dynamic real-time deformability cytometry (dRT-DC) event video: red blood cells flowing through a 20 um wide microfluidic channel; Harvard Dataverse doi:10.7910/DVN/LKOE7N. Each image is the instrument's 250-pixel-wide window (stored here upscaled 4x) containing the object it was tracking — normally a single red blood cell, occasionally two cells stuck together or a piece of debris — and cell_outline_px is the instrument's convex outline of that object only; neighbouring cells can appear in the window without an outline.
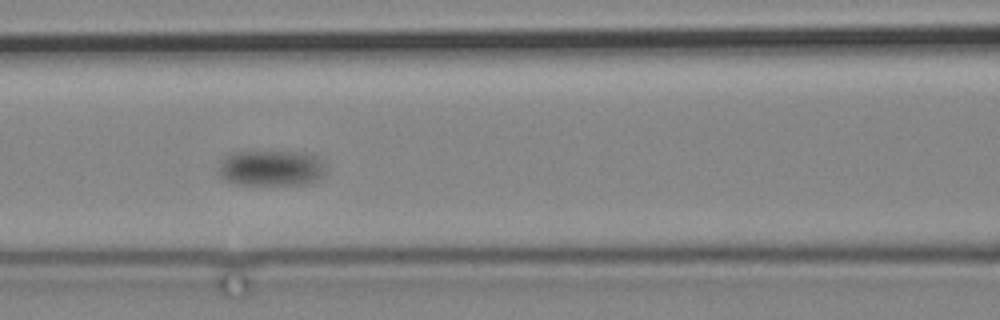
{"species": "common noctule bat (a hibernating species)", "species_latin": "Nyctalus noctula", "temperature_condition": "cold", "stored_images_in_passage": 27, "camera_frame_rate_fps": 3000, "um_per_image_px": 0.085, "animal": {"sex": "male", "body_mass_g": 19.2, "forearm_length_mm": 51.8}, "frame": {"image": 1, "passage_image": 16, "time_ms": 19.0, "image_size_px": [1000, 320], "cell_outline_px": [[324, 176], [308, 184], [232, 184], [224, 180], [220, 176], [220, 164], [224, 156], [232, 152], [308, 152], [316, 156], [320, 160], [324, 172]], "centroid_in_image_um": [23.03, 14.29], "position_along_channel_um": 143.6, "area_um2": 22.25}}
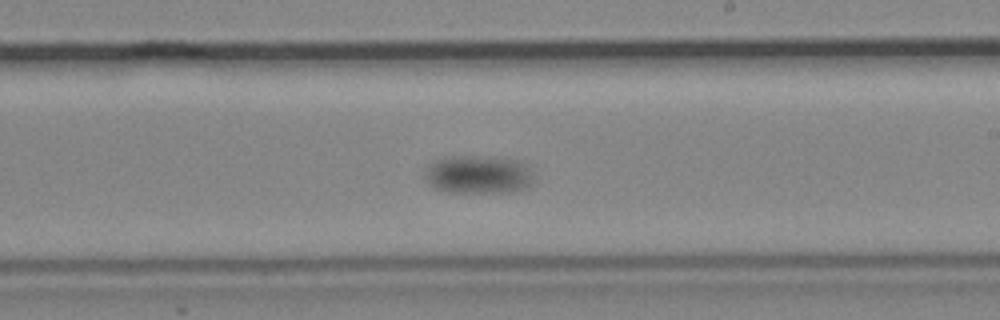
{"frame": {"image": 2, "passage_image": 19, "time_ms": 23.333, "image_size_px": [1000, 320], "cell_outline_px": [[532, 184], [524, 188], [512, 192], [448, 192], [436, 188], [428, 184], [424, 176], [424, 172], [436, 160], [448, 156], [476, 156], [516, 160], [524, 164], [528, 168], [532, 180]], "centroid_in_image_um": [40.61, 14.85], "position_along_channel_um": 248.4, "area_um2": 23.93}}
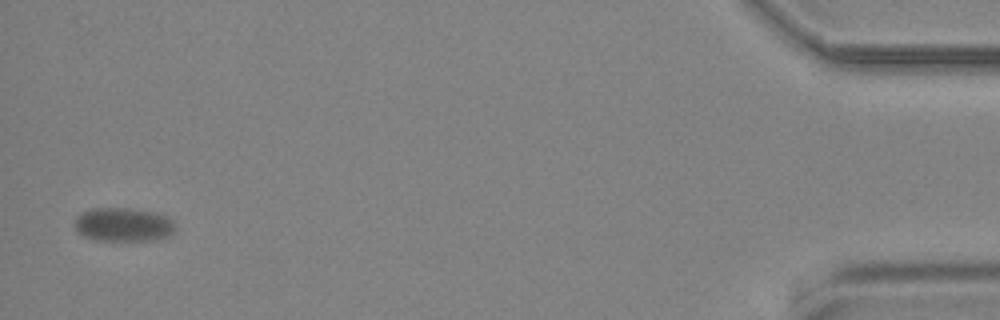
{"frame": {"image": 3, "passage_image": 27, "time_ms": 34.333, "image_size_px": [1000, 320], "cell_outline_px": [[176, 228], [168, 236], [156, 240], [96, 240], [84, 236], [76, 228], [76, 216], [80, 212], [92, 208], [124, 208], [152, 212], [168, 216], [176, 224]], "centroid_in_image_um": [10.51, 19.09], "position_along_channel_um": 424.7, "area_um2": 19.71}}